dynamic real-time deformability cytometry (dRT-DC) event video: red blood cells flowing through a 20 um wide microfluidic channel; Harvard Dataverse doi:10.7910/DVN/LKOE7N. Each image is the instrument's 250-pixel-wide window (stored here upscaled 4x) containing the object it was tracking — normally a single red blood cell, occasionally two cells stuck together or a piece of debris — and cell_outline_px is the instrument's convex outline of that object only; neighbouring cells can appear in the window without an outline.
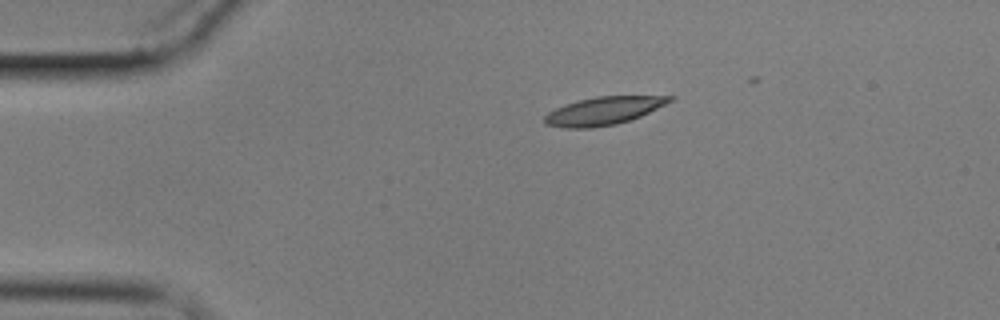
{"species": "common noctule bat (a hibernating species)", "species_latin": "Nyctalus noctula", "temperature_condition": "cold", "stored_images_in_passage": 4, "camera_frame_rate_fps": 3000, "um_per_image_px": 0.085, "animal": {"sex": "male", "body_mass_g": 17.9}, "frame": {"image": 1, "passage_image": 1, "time_ms": 0.0, "image_size_px": [1000, 320], "cell_outline_px": [[676, 96], [672, 100], [640, 116], [616, 124], [592, 128], [564, 128], [544, 124], [544, 116], [548, 112], [564, 104], [596, 96]], "centroid_in_image_um": [51.24, 9.43], "position_along_channel_um": 33.8, "area_um2": 20.17}}
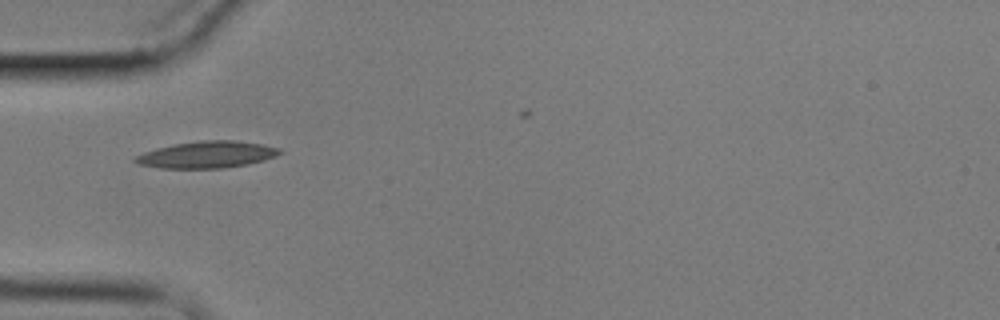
{"frame": {"image": 2, "passage_image": 3, "time_ms": 2.333, "image_size_px": [1000, 320], "cell_outline_px": [[284, 152], [276, 156], [264, 160], [248, 164], [224, 168], [160, 168], [140, 164], [132, 160], [136, 156], [144, 152], [156, 148], [172, 144], [200, 140], [236, 140], [260, 144], [280, 148]], "centroid_in_image_um": [17.61, 13.14], "position_along_channel_um": 67.4, "area_um2": 22.6}}